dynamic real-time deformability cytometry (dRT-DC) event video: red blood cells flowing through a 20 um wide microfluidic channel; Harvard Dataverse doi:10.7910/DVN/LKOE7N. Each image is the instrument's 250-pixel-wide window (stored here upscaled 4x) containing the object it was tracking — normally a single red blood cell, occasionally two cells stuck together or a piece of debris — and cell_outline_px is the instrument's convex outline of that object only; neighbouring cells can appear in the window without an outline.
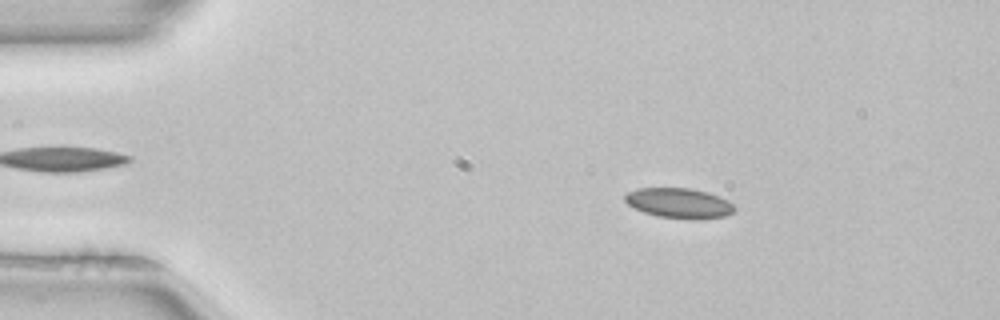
{"species": "common noctule bat (a hibernating species)", "species_latin": "Nyctalus noctula", "temperature_condition": "room temperature", "stored_images_in_passage": 14, "camera_frame_rate_fps": 3000, "um_per_image_px": 0.085, "animal": {"sex": "female", "body_mass_g": 22.7, "forearm_length_mm": 54.2}, "frame": {"image": 1, "passage_image": 8, "time_ms": 2.333, "image_size_px": [1000, 320], "cell_outline_px": [[736, 208], [732, 212], [724, 216], [660, 216], [644, 212], [628, 204], [624, 200], [624, 196], [628, 192], [640, 188], [688, 188], [720, 196], [728, 200]], "centroid_in_image_um": [57.67, 17.2], "position_along_channel_um": 27.3, "area_um2": 18.03}}